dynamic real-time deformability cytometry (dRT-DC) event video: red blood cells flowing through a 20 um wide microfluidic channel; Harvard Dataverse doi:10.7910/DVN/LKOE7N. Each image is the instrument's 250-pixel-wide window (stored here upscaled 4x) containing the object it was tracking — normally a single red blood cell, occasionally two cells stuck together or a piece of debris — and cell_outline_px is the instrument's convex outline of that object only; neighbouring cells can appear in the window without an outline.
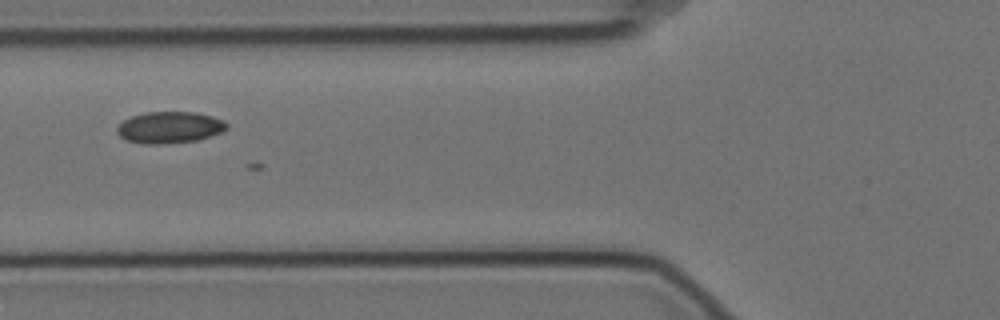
{"species": "Egyptian fruit bat (a non-hibernating species)", "species_latin": "Rousettus aegyptiacus", "temperature_condition": "cold", "stored_images_in_passage": 42, "camera_frame_rate_fps": 3000, "um_per_image_px": 0.085, "animal": {"sex": "female"}, "frame": {"image": 1, "passage_image": 6, "time_ms": 1.667, "image_size_px": [1000, 320], "cell_outline_px": [[228, 128], [220, 132], [196, 140], [164, 144], [144, 144], [124, 140], [116, 132], [116, 128], [124, 120], [132, 116], [144, 112], [196, 112], [212, 116], [224, 120], [228, 124]], "centroid_in_image_um": [14.39, 10.83], "position_along_channel_um": 111.4, "area_um2": 20.23}}
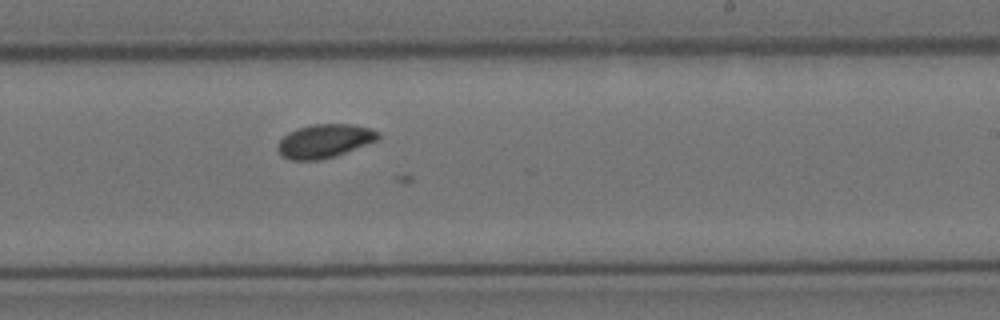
{"frame": {"image": 2, "passage_image": 19, "time_ms": 6.0, "image_size_px": [1000, 320], "cell_outline_px": [[380, 136], [376, 140], [344, 152], [320, 160], [292, 160], [284, 156], [276, 148], [276, 144], [288, 132], [296, 128], [312, 124], [352, 124], [368, 128], [380, 132]], "centroid_in_image_um": [27.54, 11.96], "position_along_channel_um": 261.5, "area_um2": 19.36}}
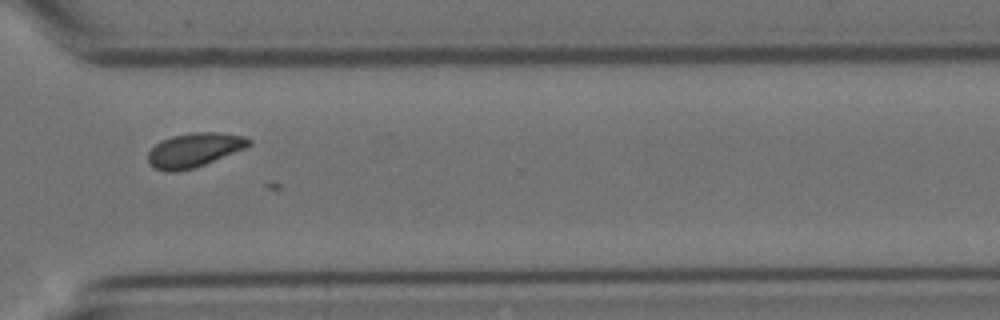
{"frame": {"image": 3, "passage_image": 27, "time_ms": 8.667, "image_size_px": [1000, 320], "cell_outline_px": [[252, 144], [244, 148], [204, 164], [192, 168], [176, 172], [164, 172], [152, 168], [148, 164], [148, 152], [160, 140], [172, 136], [192, 132], [220, 132], [244, 136], [252, 140]], "centroid_in_image_um": [16.46, 12.75], "position_along_channel_um": 354.1, "area_um2": 20.11}}